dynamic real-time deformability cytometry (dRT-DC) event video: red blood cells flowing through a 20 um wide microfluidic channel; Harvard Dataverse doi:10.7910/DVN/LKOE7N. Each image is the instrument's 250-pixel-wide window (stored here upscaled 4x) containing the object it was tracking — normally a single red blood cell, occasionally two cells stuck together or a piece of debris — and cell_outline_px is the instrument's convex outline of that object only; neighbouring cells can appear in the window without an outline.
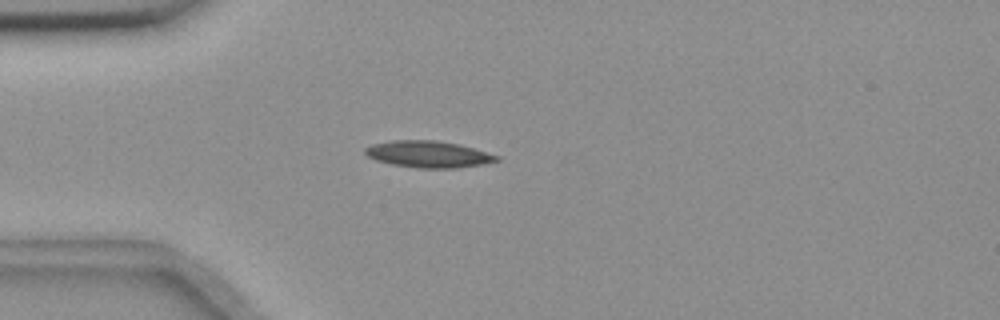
{"species": "common noctule bat (a hibernating species)", "species_latin": "Nyctalus noctula", "temperature_condition": "room temperature", "stored_images_in_passage": 55, "camera_frame_rate_fps": 3000, "um_per_image_px": 0.085, "animal": {"sex": "female", "body_mass_g": 18.4}, "frame": {"image": 1, "passage_image": 14, "time_ms": 4.333, "image_size_px": [1000, 320], "cell_outline_px": [[500, 160], [484, 164], [456, 168], [416, 168], [392, 164], [376, 160], [368, 156], [364, 152], [364, 148], [372, 144], [392, 140], [436, 140], [460, 144], [500, 156]], "centroid_in_image_um": [36.42, 13.1], "position_along_channel_um": 48.6, "area_um2": 20.52}}
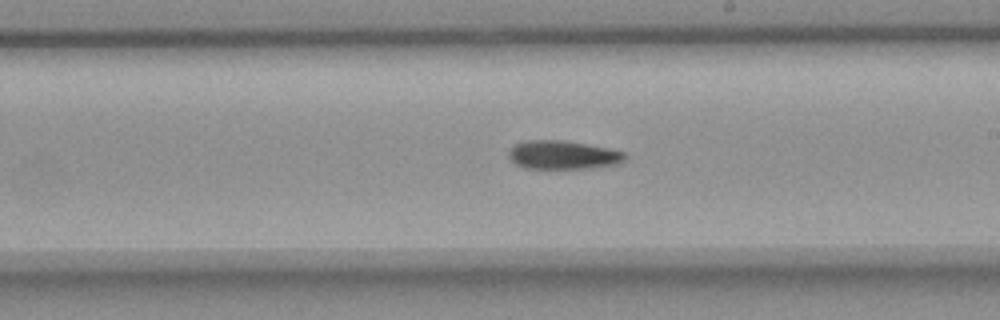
{"frame": {"image": 2, "passage_image": 31, "time_ms": 10.0, "image_size_px": [1000, 320], "cell_outline_px": [[628, 156], [620, 164], [592, 168], [524, 168], [508, 160], [508, 152], [516, 144], [532, 140], [564, 140], [608, 148], [624, 152]], "centroid_in_image_um": [47.87, 13.18], "position_along_channel_um": 241.1, "area_um2": 19.42}}
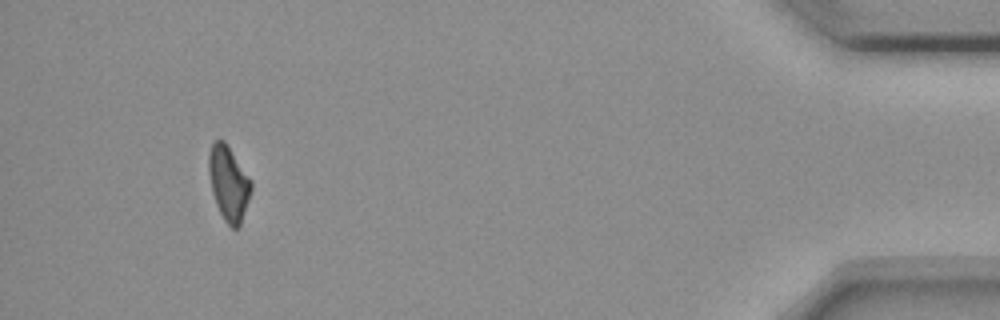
{"frame": {"image": 3, "passage_image": 51, "time_ms": 16.667, "image_size_px": [1000, 320], "cell_outline_px": [[252, 188], [240, 224], [236, 228], [232, 228], [224, 220], [216, 204], [212, 192], [208, 172], [208, 152], [212, 144], [216, 140], [224, 140], [228, 144], [252, 180]], "centroid_in_image_um": [19.42, 15.53], "position_along_channel_um": 415.8, "area_um2": 18.5}}